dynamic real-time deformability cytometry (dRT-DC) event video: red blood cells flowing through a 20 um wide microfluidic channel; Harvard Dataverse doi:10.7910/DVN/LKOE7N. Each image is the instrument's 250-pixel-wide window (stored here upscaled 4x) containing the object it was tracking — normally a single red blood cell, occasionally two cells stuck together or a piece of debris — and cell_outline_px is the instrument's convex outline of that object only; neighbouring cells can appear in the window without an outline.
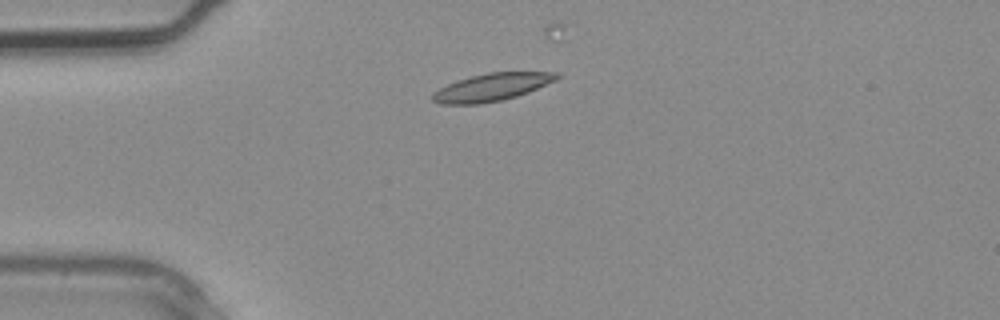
{"species": "common noctule bat (a hibernating species)", "species_latin": "Nyctalus noctula", "temperature_condition": "warm", "stored_images_in_passage": 1, "camera_frame_rate_fps": 3000, "um_per_image_px": 0.085, "animal": {"sex": "male", "body_mass_g": 20.4}, "frame": {"image": 1, "passage_image": 1, "time_ms": 0.0, "image_size_px": [1000, 320], "cell_outline_px": [[560, 76], [556, 80], [528, 92], [516, 96], [500, 100], [480, 104], [440, 104], [432, 100], [432, 92], [448, 84], [472, 76], [488, 72], [560, 72]], "centroid_in_image_um": [41.81, 7.41], "position_along_channel_um": 43.2, "area_um2": 19.77}}